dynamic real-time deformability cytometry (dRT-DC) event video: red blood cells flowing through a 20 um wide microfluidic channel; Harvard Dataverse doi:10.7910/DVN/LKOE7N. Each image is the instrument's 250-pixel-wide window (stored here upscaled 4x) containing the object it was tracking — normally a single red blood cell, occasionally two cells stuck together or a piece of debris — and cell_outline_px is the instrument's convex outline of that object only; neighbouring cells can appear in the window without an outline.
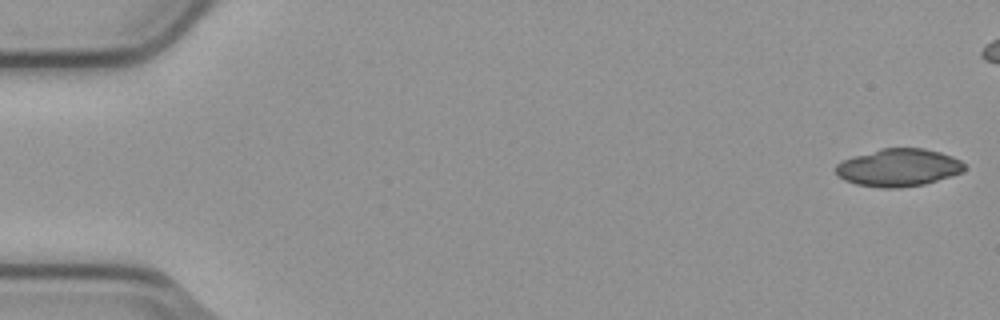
{"species": "common noctule bat (a hibernating species)", "species_latin": "Nyctalus noctula", "temperature_condition": "cold", "stored_images_in_passage": 5, "camera_frame_rate_fps": 3000, "um_per_image_px": 0.085, "animal": {"sex": "male", "body_mass_g": 23.1, "forearm_length_mm": 52.7}, "frame": {"image": 1, "passage_image": 1, "time_ms": 0.0, "image_size_px": [1000, 320], "cell_outline_px": [[968, 168], [964, 172], [924, 184], [900, 188], [880, 188], [856, 184], [844, 180], [836, 172], [836, 164], [840, 160], [852, 156], [880, 148], [924, 148], [940, 152], [952, 156], [960, 160]], "centroid_in_image_um": [76.37, 14.24], "position_along_channel_um": 8.6, "area_um2": 28.5}}